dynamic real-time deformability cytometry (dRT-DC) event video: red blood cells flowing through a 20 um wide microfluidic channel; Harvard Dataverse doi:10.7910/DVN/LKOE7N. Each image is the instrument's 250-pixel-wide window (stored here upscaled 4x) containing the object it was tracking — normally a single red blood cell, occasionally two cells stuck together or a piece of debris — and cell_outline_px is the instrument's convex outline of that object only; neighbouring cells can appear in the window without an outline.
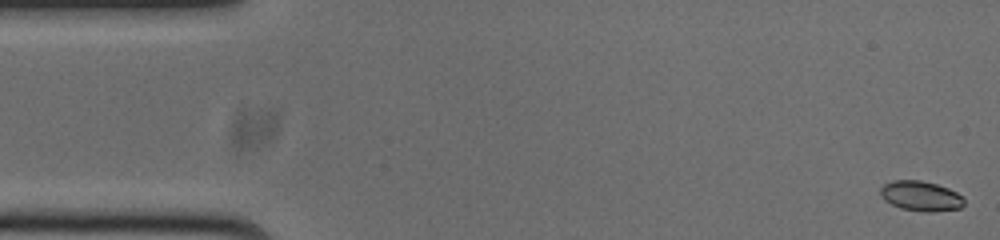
{"species": "common noctule bat (a hibernating species)", "species_latin": "Nyctalus noctula", "temperature_condition": "cold", "stored_images_in_passage": 53, "camera_frame_rate_fps": 3000, "um_per_image_px": 0.085, "animal": {"sex": "male", "body_mass_g": 20.0, "forearm_length_mm": 53.3}, "frame": {"image": 1, "passage_image": 1, "time_ms": 0.0, "image_size_px": [1000, 240], "cell_outline_px": [[964, 204], [960, 208], [932, 212], [924, 212], [900, 208], [884, 200], [880, 196], [880, 188], [884, 184], [892, 180], [920, 180], [936, 184], [948, 188], [964, 196]], "centroid_in_image_um": [78.26, 16.66], "position_along_channel_um": 6.7, "area_um2": 14.74}}
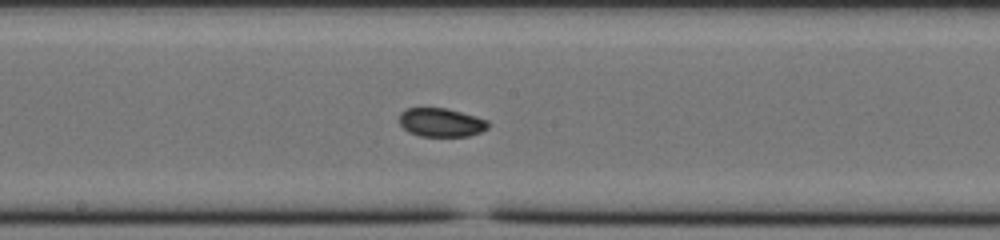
{"frame": {"image": 2, "passage_image": 27, "time_ms": 8.667, "image_size_px": [1000, 240], "cell_outline_px": [[488, 128], [480, 132], [468, 136], [420, 136], [408, 132], [400, 124], [400, 112], [408, 108], [444, 108], [476, 116], [488, 120]], "centroid_in_image_um": [37.49, 10.41], "position_along_channel_um": 210.7, "area_um2": 14.74}}
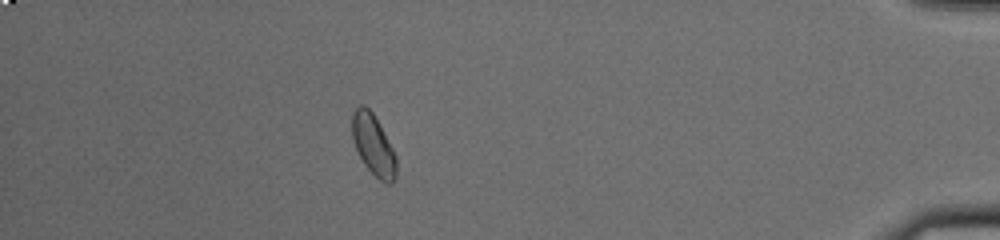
{"frame": {"image": 3, "passage_image": 47, "time_ms": 15.333, "image_size_px": [1000, 240], "cell_outline_px": [[396, 180], [392, 184], [388, 184], [380, 180], [364, 164], [356, 148], [352, 136], [352, 112], [360, 104], [364, 104], [372, 112], [392, 148], [396, 156]], "centroid_in_image_um": [31.73, 12.33], "position_along_channel_um": 403.5, "area_um2": 15.43}, "authors_computed_cell_mechanics": {"area_um2": 15.0858, "velocity_mm_per_s": 3.7615, "shape_relaxation_time_tau1_ms": null, "shape_relaxation_time_tau2_ms": 1.6108, "deformation_change_tau1": null, "deformation_change_tau2": 0.0403}}